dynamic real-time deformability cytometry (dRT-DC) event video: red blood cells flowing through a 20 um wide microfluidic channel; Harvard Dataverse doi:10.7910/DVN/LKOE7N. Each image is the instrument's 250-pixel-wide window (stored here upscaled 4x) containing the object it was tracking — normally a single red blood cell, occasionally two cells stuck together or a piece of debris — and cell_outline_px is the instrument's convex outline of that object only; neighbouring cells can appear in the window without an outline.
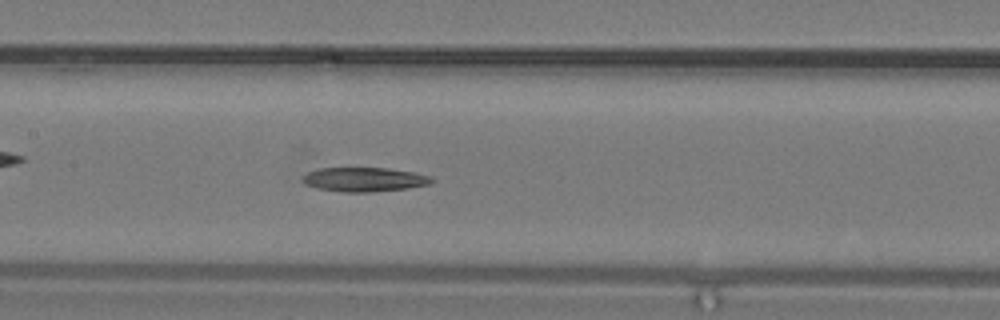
{"species": "common noctule bat (a hibernating species)", "species_latin": "Nyctalus noctula", "temperature_condition": "warm", "stored_images_in_passage": 14, "camera_frame_rate_fps": 3000, "um_per_image_px": 0.085, "animal": {"sex": "male", "body_mass_g": 19.2, "forearm_length_mm": 51.8}, "frame": {"image": 1, "passage_image": 13, "time_ms": 4.0, "image_size_px": [1000, 320], "cell_outline_px": [[436, 180], [432, 184], [408, 188], [368, 192], [344, 192], [316, 188], [304, 184], [300, 180], [308, 172], [320, 168], [388, 168], [416, 172], [432, 176]], "centroid_in_image_um": [31.01, 15.25], "position_along_channel_um": 176.4, "area_um2": 18.44}}